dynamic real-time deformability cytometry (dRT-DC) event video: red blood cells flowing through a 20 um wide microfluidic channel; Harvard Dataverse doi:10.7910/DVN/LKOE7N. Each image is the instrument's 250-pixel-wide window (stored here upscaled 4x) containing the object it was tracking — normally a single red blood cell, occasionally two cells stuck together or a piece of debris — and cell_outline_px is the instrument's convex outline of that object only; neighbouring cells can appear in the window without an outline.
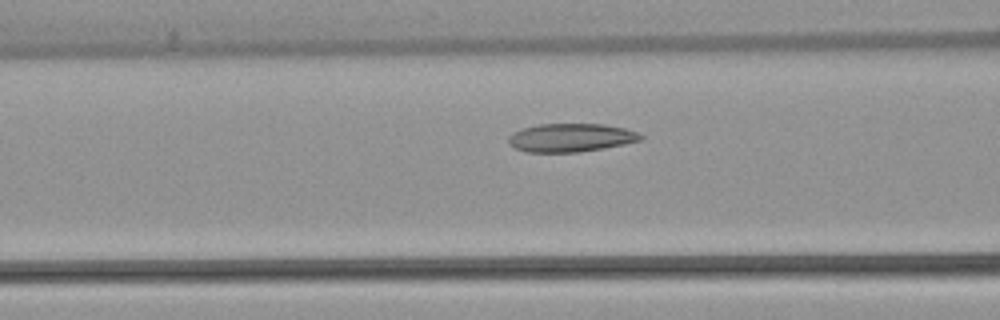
{"species": "common noctule bat (a hibernating species)", "species_latin": "Nyctalus noctula", "temperature_condition": "warm", "stored_images_in_passage": 38, "camera_frame_rate_fps": 3000, "um_per_image_px": 0.085, "animal": {"sex": "female", "body_mass_g": 22.7, "forearm_length_mm": 54.2}, "frame": {"image": 1, "passage_image": 15, "time_ms": 4.667, "image_size_px": [1000, 320], "cell_outline_px": [[644, 136], [640, 140], [624, 144], [604, 148], [580, 152], [524, 152], [508, 144], [508, 136], [512, 132], [524, 128], [540, 124], [604, 124], [624, 128], [636, 132]], "centroid_in_image_um": [48.49, 11.7], "position_along_channel_um": 118.1, "area_um2": 21.85}}
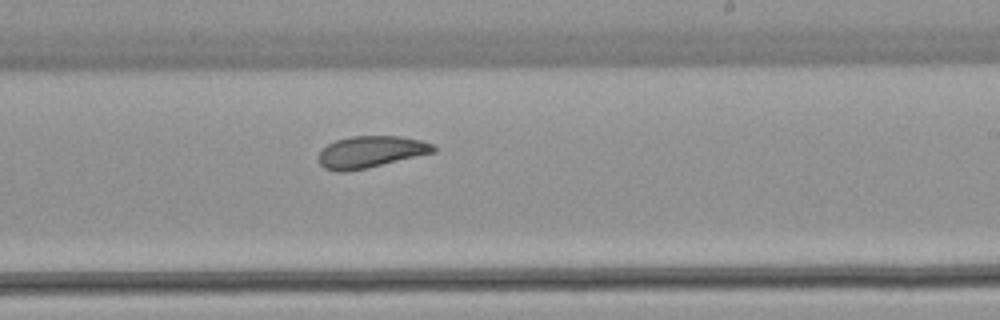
{"frame": {"image": 2, "passage_image": 26, "time_ms": 8.333, "image_size_px": [1000, 320], "cell_outline_px": [[436, 152], [368, 168], [344, 172], [336, 172], [324, 168], [320, 164], [320, 152], [328, 144], [336, 140], [352, 136], [400, 136], [420, 140], [432, 144], [436, 148]], "centroid_in_image_um": [31.53, 12.92], "position_along_channel_um": 257.5, "area_um2": 21.21}}
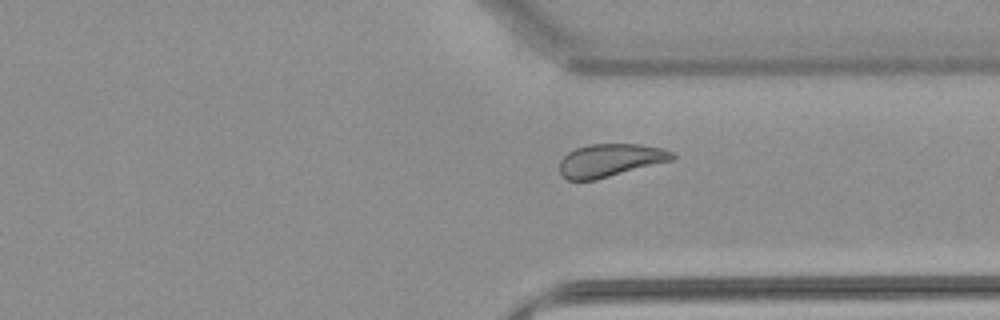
{"frame": {"image": 3, "passage_image": 34, "time_ms": 11.0, "image_size_px": [1000, 320], "cell_outline_px": [[676, 156], [672, 160], [596, 180], [568, 180], [560, 172], [560, 160], [568, 152], [576, 148], [588, 144], [640, 144], [664, 148], [672, 152]], "centroid_in_image_um": [51.87, 13.62], "position_along_channel_um": 359.5, "area_um2": 21.62}}